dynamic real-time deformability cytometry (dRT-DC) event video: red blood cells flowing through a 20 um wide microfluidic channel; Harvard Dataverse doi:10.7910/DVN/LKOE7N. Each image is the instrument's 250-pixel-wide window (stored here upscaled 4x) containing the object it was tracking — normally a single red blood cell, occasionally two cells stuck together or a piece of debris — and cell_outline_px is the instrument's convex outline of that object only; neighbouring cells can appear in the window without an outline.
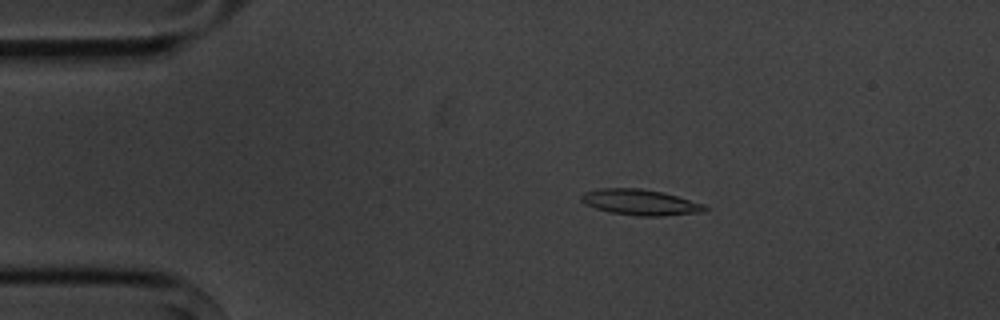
{"species": "common noctule bat (a hibernating species)", "species_latin": "Nyctalus noctula", "temperature_condition": "cold", "stored_images_in_passage": 6, "camera_frame_rate_fps": 3000, "um_per_image_px": 0.085, "animal": {"sex": "male", "body_mass_g": 20.1, "forearm_length_mm": 53.5}, "frame": {"image": 1, "passage_image": 2, "time_ms": 1.333, "image_size_px": [1000, 320], "cell_outline_px": [[708, 208], [704, 212], [660, 216], [640, 216], [608, 212], [584, 204], [580, 200], [580, 196], [584, 192], [600, 188], [640, 188], [664, 192], [704, 204]], "centroid_in_image_um": [54.4, 17.19], "position_along_channel_um": 30.6, "area_um2": 18.67}}
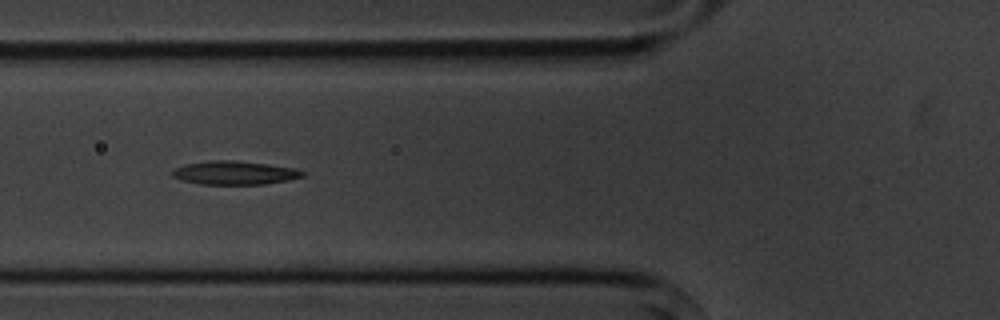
{"frame": {"image": 2, "passage_image": 5, "time_ms": 4.667, "image_size_px": [1000, 320], "cell_outline_px": [[304, 176], [288, 180], [264, 184], [200, 184], [180, 180], [172, 176], [172, 172], [176, 168], [184, 164], [208, 160], [236, 160], [268, 164], [296, 168], [304, 172]], "centroid_in_image_um": [19.93, 14.68], "position_along_channel_um": 105.9, "area_um2": 17.98}}
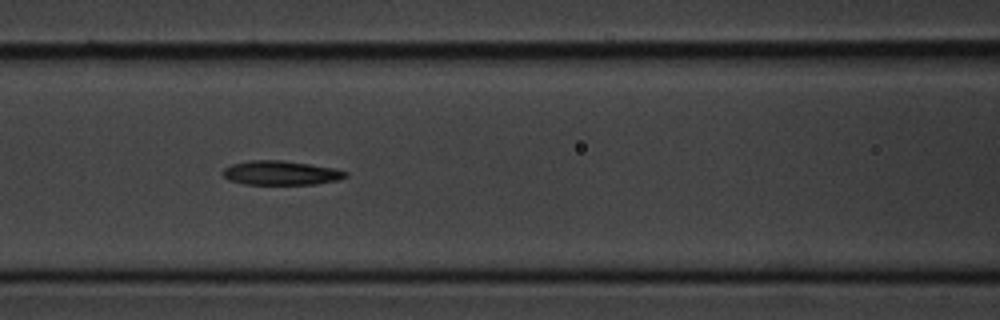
{"frame": {"image": 3, "passage_image": 6, "time_ms": 5.667, "image_size_px": [1000, 320], "cell_outline_px": [[348, 176], [340, 180], [316, 184], [244, 184], [228, 180], [224, 176], [224, 168], [232, 164], [248, 160], [284, 160], [336, 168], [348, 172]], "centroid_in_image_um": [23.92, 14.69], "position_along_channel_um": 142.7, "area_um2": 17.46}}